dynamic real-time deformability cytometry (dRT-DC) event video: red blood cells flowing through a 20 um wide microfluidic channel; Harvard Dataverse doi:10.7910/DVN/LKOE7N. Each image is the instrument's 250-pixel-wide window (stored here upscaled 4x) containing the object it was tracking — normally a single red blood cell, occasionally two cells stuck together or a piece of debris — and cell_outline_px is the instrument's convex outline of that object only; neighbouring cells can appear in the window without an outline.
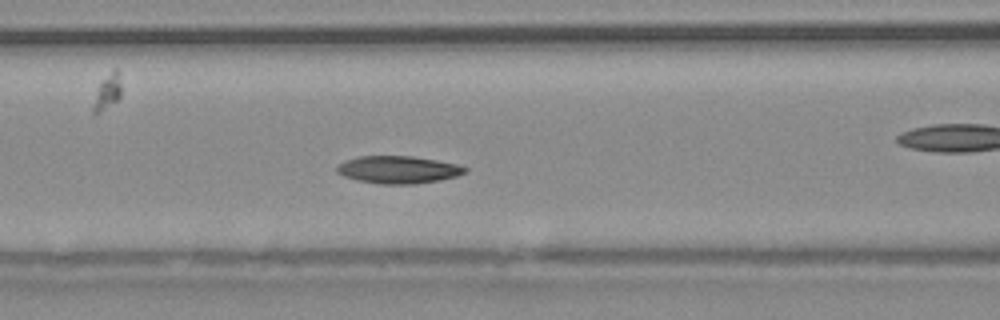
{"species": "common noctule bat (a hibernating species)", "species_latin": "Nyctalus noctula", "temperature_condition": "warm", "stored_images_in_passage": 33, "camera_frame_rate_fps": 3000, "um_per_image_px": 0.085, "animal": {"sex": "male", "body_mass_g": 20.4}, "frame": {"image": 1, "passage_image": 15, "time_ms": 4.667, "image_size_px": [1000, 320], "cell_outline_px": [[468, 172], [456, 176], [440, 180], [416, 184], [380, 184], [356, 180], [344, 176], [336, 172], [336, 168], [344, 160], [356, 156], [412, 156], [436, 160], [456, 164], [468, 168]], "centroid_in_image_um": [33.84, 14.42], "position_along_channel_um": 132.8, "area_um2": 20.63}}